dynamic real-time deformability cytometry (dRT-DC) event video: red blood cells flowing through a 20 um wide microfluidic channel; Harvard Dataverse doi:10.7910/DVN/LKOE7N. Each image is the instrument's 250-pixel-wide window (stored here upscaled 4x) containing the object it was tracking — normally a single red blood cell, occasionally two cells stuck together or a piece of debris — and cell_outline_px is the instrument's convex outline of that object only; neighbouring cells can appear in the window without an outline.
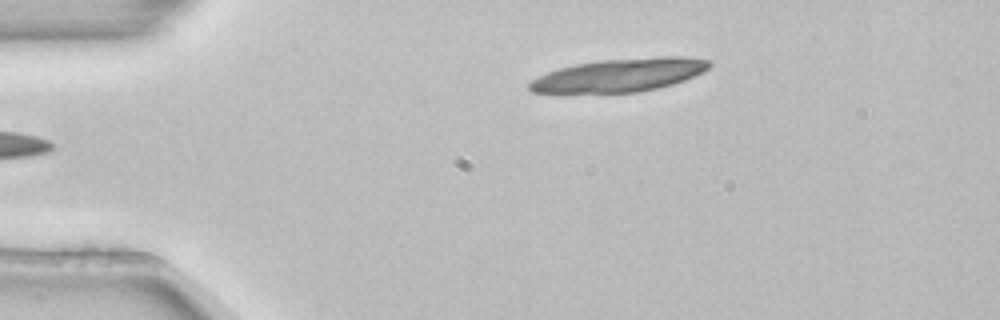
{"species": "common noctule bat (a hibernating species)", "species_latin": "Nyctalus noctula", "temperature_condition": "room temperature", "stored_images_in_passage": 4, "camera_frame_rate_fps": 3000, "um_per_image_px": 0.085, "animal": {"sex": "female", "body_mass_g": 22.7, "forearm_length_mm": 54.2}, "frame": {"image": 1, "passage_image": 4, "time_ms": 1.0, "image_size_px": [1000, 320], "cell_outline_px": [[712, 64], [704, 72], [684, 80], [660, 88], [640, 92], [532, 92], [528, 88], [528, 84], [532, 80], [548, 72], [560, 68], [576, 64], [600, 60], [660, 56], [684, 56], [712, 60]], "centroid_in_image_um": [52.75, 6.37], "position_along_channel_um": 32.2, "area_um2": 34.68}}